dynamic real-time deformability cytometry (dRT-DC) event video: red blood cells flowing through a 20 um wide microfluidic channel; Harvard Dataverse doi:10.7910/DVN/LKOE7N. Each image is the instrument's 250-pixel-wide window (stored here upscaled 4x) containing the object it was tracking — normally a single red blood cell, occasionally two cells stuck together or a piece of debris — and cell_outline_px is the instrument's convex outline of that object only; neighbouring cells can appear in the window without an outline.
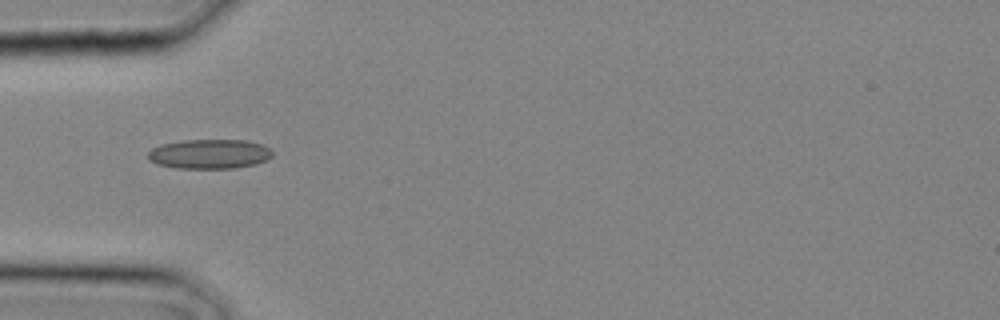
{"species": "common noctule bat (a hibernating species)", "species_latin": "Nyctalus noctula", "temperature_condition": "cold", "stored_images_in_passage": 2, "camera_frame_rate_fps": 3000, "um_per_image_px": 0.085, "animal": {"sex": "male", "body_mass_g": 20.4}, "frame": {"image": 1, "passage_image": 2, "time_ms": 0.333, "image_size_px": [1000, 320], "cell_outline_px": [[272, 156], [268, 160], [256, 164], [236, 168], [176, 168], [156, 164], [148, 160], [148, 152], [152, 148], [160, 144], [184, 140], [248, 140], [264, 144], [272, 152]], "centroid_in_image_um": [17.81, 13.09], "position_along_channel_um": 67.2, "area_um2": 21.68}}